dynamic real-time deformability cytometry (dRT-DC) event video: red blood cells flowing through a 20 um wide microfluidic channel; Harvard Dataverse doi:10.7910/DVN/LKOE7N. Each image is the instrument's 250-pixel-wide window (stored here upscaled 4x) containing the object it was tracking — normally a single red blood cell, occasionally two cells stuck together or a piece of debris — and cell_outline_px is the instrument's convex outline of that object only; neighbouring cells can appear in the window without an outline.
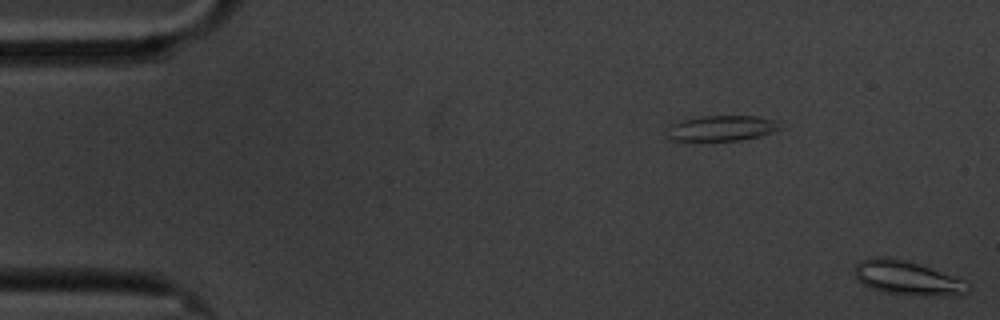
{"species": "common noctule bat (a hibernating species)", "species_latin": "Nyctalus noctula", "temperature_condition": "cold", "stored_images_in_passage": 3, "segment_of_instrument_passage": [2, 2], "camera_frame_rate_fps": 3000, "um_per_image_px": 0.085, "animal": {"sex": "male", "body_mass_g": 20.1, "forearm_length_mm": 53.5}, "frame": {"image": 1, "passage_image": 3, "time_ms": 2.667, "image_size_px": [1000, 320], "cell_outline_px": [[972, 288], [964, 292], [940, 296], [912, 296], [884, 292], [872, 288], [856, 280], [856, 264], [860, 260], [872, 256], [884, 256], [904, 260], [920, 264], [964, 280], [972, 284]], "centroid_in_image_um": [77.11, 23.62], "position_along_channel_um": 7.9, "area_um2": 22.6}}